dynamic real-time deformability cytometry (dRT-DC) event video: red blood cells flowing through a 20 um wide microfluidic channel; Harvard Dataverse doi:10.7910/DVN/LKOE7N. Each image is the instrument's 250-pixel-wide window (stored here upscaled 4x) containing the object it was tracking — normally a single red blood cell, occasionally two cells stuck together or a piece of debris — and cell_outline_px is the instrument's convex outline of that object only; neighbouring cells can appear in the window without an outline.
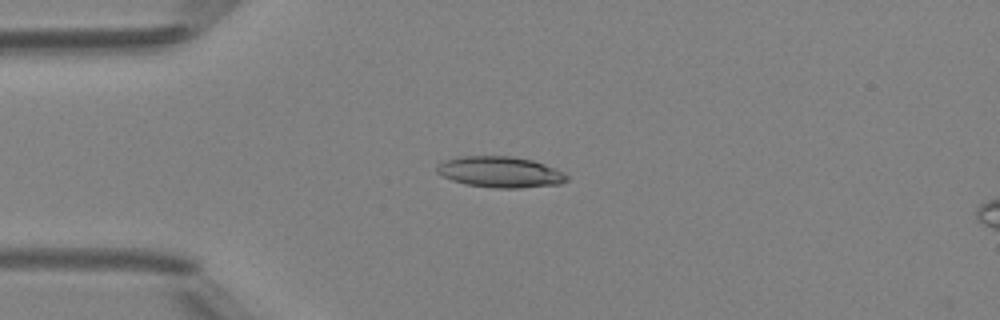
{"species": "Egyptian fruit bat (a non-hibernating species)", "species_latin": "Rousettus aegyptiacus", "temperature_condition": "room temperature", "stored_images_in_passage": 49, "camera_frame_rate_fps": 3000, "um_per_image_px": 0.085, "animal": {"sex": "female"}, "frame": {"image": 1, "passage_image": 13, "time_ms": 4.0, "image_size_px": [1000, 320], "cell_outline_px": [[568, 180], [560, 184], [520, 188], [492, 188], [464, 184], [452, 180], [436, 172], [436, 164], [444, 160], [460, 156], [512, 156], [532, 160], [544, 164], [568, 176]], "centroid_in_image_um": [42.46, 14.62], "position_along_channel_um": 42.5, "area_um2": 23.47}}
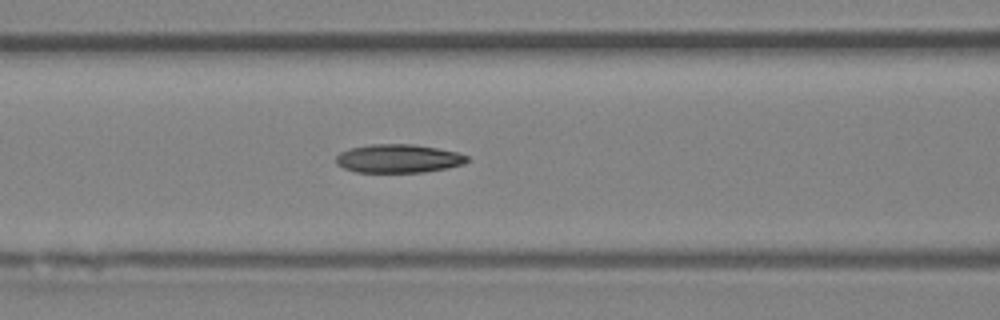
{"frame": {"image": 2, "passage_image": 21, "time_ms": 6.667, "image_size_px": [1000, 320], "cell_outline_px": [[468, 160], [464, 164], [448, 168], [424, 172], [356, 172], [344, 168], [336, 164], [336, 156], [340, 152], [352, 148], [372, 144], [412, 144], [436, 148], [456, 152], [468, 156]], "centroid_in_image_um": [33.86, 13.48], "position_along_channel_um": 132.7, "area_um2": 21.68}}
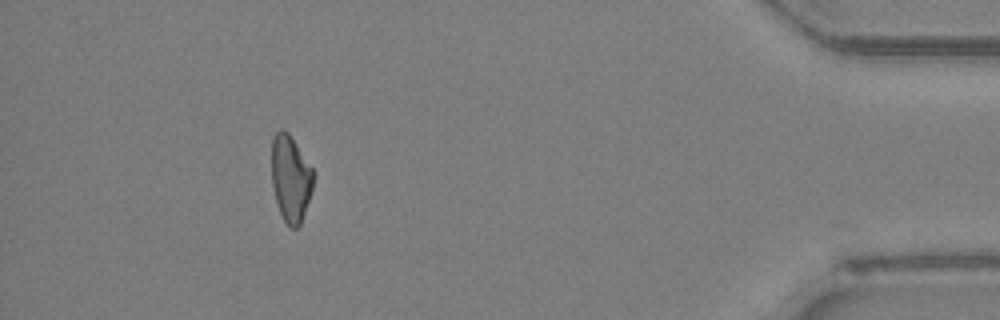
{"frame": {"image": 3, "passage_image": 45, "time_ms": 14.667, "image_size_px": [1000, 320], "cell_outline_px": [[316, 176], [300, 224], [296, 228], [292, 228], [284, 220], [280, 212], [276, 200], [272, 184], [272, 136], [280, 128], [284, 128], [288, 132], [316, 172]], "centroid_in_image_um": [24.71, 15.1], "position_along_channel_um": 410.5, "area_um2": 21.1}, "authors_computed_cell_mechanics": {"area_um2": 22.1374, "velocity_mm_per_s": 4.2237, "shape_relaxation_time_tau1_ms": null, "shape_relaxation_time_tau2_ms": 4.9252, "deformation_change_tau1": null, "deformation_change_tau2": 0.1397}}